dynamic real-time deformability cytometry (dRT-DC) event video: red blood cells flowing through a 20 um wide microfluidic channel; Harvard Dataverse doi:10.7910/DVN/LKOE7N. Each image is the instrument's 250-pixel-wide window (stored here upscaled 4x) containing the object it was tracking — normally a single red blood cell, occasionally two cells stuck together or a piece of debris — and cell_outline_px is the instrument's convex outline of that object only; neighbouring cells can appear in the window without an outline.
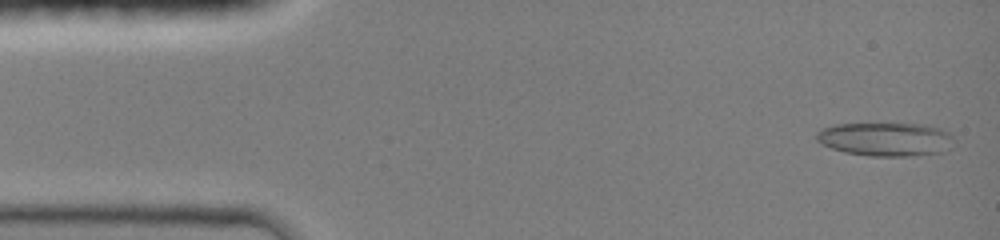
{"species": "common noctule bat (a hibernating species)", "species_latin": "Nyctalus noctula", "temperature_condition": "room temperature", "stored_images_in_passage": 37, "camera_frame_rate_fps": 3000, "um_per_image_px": 0.085, "animal": {"sex": "female", "body_mass_g": 19.0, "forearm_length_mm": 51.5}, "frame": {"image": 1, "passage_image": 3, "time_ms": 0.333, "image_size_px": [1000, 240], "cell_outline_px": [[956, 140], [936, 152], [904, 156], [872, 156], [844, 152], [832, 148], [816, 140], [816, 132], [820, 128], [836, 124], [928, 124], [940, 128], [948, 132]], "centroid_in_image_um": [75.21, 11.81], "position_along_channel_um": 9.8, "area_um2": 26.53}}
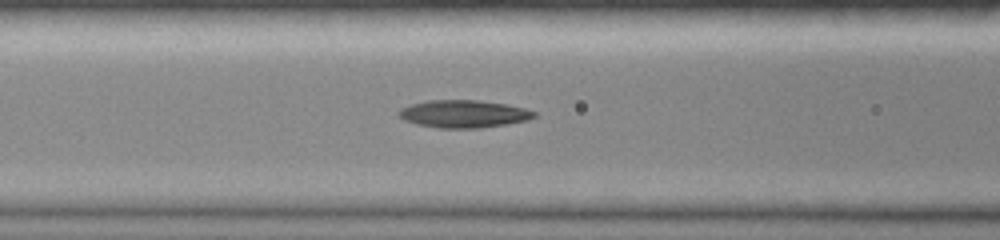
{"frame": {"image": 2, "passage_image": 23, "time_ms": 5.667, "image_size_px": [1000, 240], "cell_outline_px": [[536, 116], [528, 120], [508, 124], [480, 128], [440, 128], [416, 124], [404, 120], [396, 112], [400, 108], [412, 104], [428, 100], [476, 100], [504, 104], [524, 108], [536, 112]], "centroid_in_image_um": [39.4, 9.68], "position_along_channel_um": 127.2, "area_um2": 21.73}}
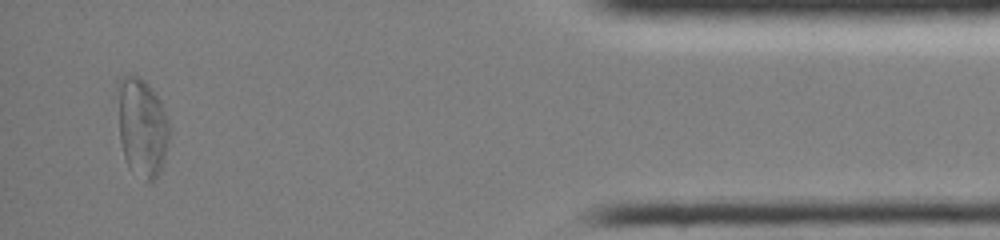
{"frame": {"image": 3, "passage_image": 36, "time_ms": 14.0, "image_size_px": [1000, 240], "cell_outline_px": [[168, 140], [164, 156], [160, 168], [156, 176], [152, 180], [148, 180], [128, 168], [124, 156], [120, 140], [116, 88], [116, 84], [124, 76], [132, 72], [140, 76], [148, 84], [160, 100], [168, 116]], "centroid_in_image_um": [12.03, 10.7], "position_along_channel_um": 423.2, "area_um2": 29.65}, "authors_computed_cell_mechanics": {"area_um2": 23.2356, "velocity_mm_per_s": 4.1986, "shape_relaxation_time_tau1_ms": null, "shape_relaxation_time_tau2_ms": 5.3285, "deformation_change_tau1": null, "deformation_change_tau2": 0.1256}}